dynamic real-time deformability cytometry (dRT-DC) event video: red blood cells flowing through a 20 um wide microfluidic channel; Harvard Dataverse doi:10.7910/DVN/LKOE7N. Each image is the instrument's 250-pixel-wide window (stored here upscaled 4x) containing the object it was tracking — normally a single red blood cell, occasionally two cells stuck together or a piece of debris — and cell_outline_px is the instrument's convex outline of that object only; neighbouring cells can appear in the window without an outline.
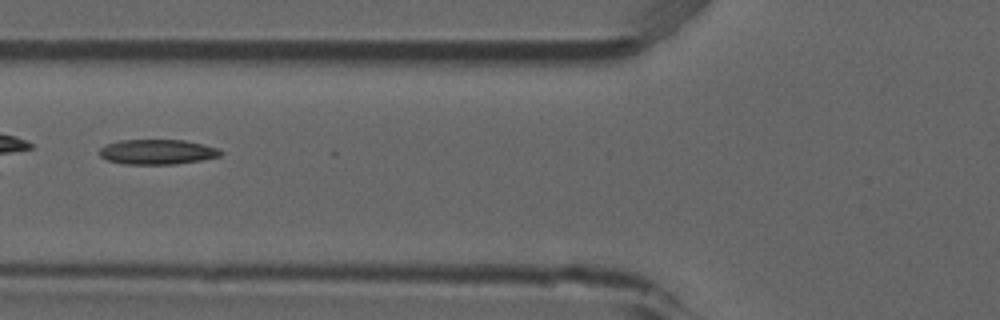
{"species": "common noctule bat (a hibernating species)", "species_latin": "Nyctalus noctula", "temperature_condition": "room temperature", "stored_images_in_passage": 6, "camera_frame_rate_fps": 3000, "um_per_image_px": 0.085, "animal": {"sex": "male", "forearm_length_mm": 52.5}, "frame": {"image": 1, "passage_image": 5, "time_ms": 1.333, "image_size_px": [1000, 320], "cell_outline_px": [[224, 152], [220, 156], [200, 160], [176, 164], [124, 164], [108, 160], [100, 156], [100, 148], [108, 144], [120, 140], [184, 140], [204, 144], [220, 148]], "centroid_in_image_um": [13.42, 12.91], "position_along_channel_um": 112.4, "area_um2": 17.63}}